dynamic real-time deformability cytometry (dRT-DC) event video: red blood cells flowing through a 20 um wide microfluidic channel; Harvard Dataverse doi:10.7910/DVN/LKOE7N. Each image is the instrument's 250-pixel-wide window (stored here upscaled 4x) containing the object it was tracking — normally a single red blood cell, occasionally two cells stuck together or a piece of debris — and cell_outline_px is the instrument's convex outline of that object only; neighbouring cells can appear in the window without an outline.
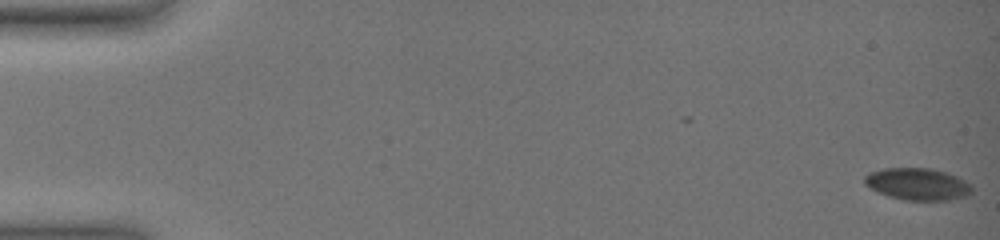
{"species": "common noctule bat (a hibernating species)", "species_latin": "Nyctalus noctula", "temperature_condition": "warm", "stored_images_in_passage": 59, "camera_frame_rate_fps": 3000, "um_per_image_px": 0.085, "animal": {"sex": "female", "body_mass_g": 19.0, "forearm_length_mm": 51.5}, "frame": {"image": 1, "passage_image": 1, "time_ms": 0.0, "image_size_px": [1000, 240], "cell_outline_px": [[972, 192], [968, 196], [948, 200], [904, 200], [888, 196], [876, 192], [864, 184], [864, 176], [872, 172], [884, 168], [932, 168], [956, 176], [972, 184]], "centroid_in_image_um": [78.0, 15.65], "position_along_channel_um": 7.0, "area_um2": 20.11}}
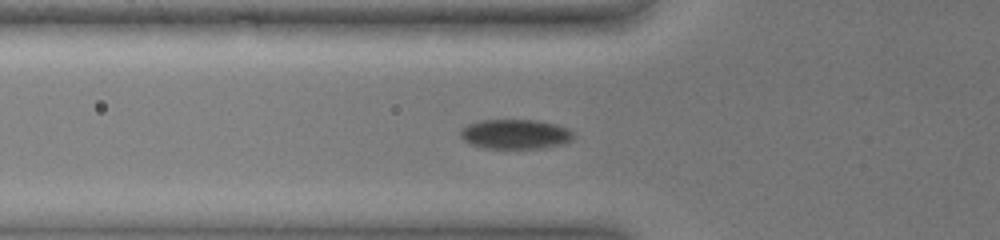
{"frame": {"image": 2, "passage_image": 24, "time_ms": 7.0, "image_size_px": [1000, 240], "cell_outline_px": [[572, 140], [564, 144], [544, 148], [484, 148], [468, 144], [460, 136], [460, 132], [468, 124], [484, 120], [532, 120], [552, 124], [568, 128], [572, 132]], "centroid_in_image_um": [43.79, 11.42], "position_along_channel_um": 82.0, "area_um2": 19.36}}
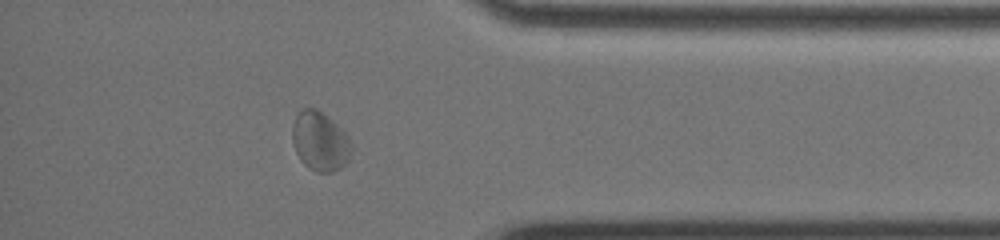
{"frame": {"image": 3, "passage_image": 51, "time_ms": 16.333, "image_size_px": [1000, 240], "cell_outline_px": [[352, 152], [348, 160], [340, 168], [332, 172], [316, 172], [308, 168], [300, 160], [296, 152], [292, 140], [292, 124], [296, 116], [304, 108], [316, 108], [332, 120], [348, 136], [352, 144]], "centroid_in_image_um": [27.2, 12.03], "position_along_channel_um": 408.0, "area_um2": 20.4}, "authors_computed_cell_mechanics": {"area_um2": 19.7676, "velocity_mm_per_s": 3.5562, "shape_relaxation_time_tau1_ms": 5.5584, "shape_relaxation_time_tau2_ms": 1.245, "deformation_change_tau1": 0.0915, "deformation_change_tau2": 0.0482}}